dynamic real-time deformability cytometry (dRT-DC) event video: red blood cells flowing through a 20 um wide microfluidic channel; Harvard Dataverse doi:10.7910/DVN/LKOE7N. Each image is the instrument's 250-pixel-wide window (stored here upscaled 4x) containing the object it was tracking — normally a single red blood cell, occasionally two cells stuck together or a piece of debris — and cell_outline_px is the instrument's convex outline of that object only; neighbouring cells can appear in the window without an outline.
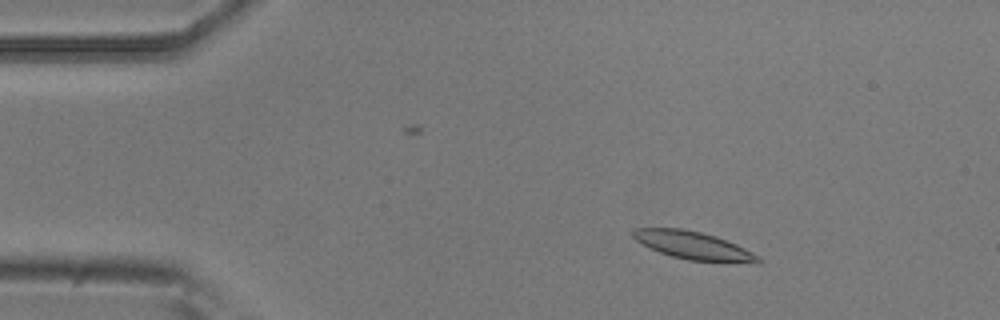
{"species": "common noctule bat (a hibernating species)", "species_latin": "Nyctalus noctula", "temperature_condition": "room temperature", "stored_images_in_passage": 54, "camera_frame_rate_fps": 3000, "um_per_image_px": 0.085, "animal": {"sex": "male", "body_mass_g": 20.5, "forearm_length_mm": 52.5}, "frame": {"image": 1, "passage_image": 8, "time_ms": 2.333, "image_size_px": [1000, 320], "cell_outline_px": [[760, 264], [688, 260], [672, 256], [660, 252], [636, 240], [632, 236], [632, 228], [680, 228], [700, 232], [716, 236], [736, 244], [744, 248], [756, 256], [760, 260]], "centroid_in_image_um": [58.94, 20.87], "position_along_channel_um": 26.1, "area_um2": 20.11}}
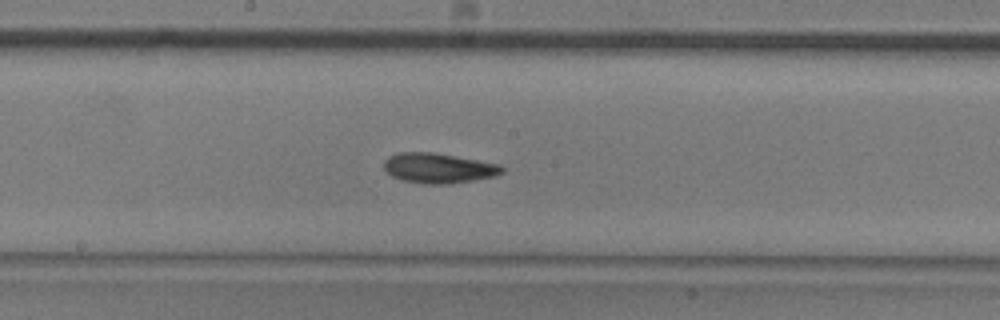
{"frame": {"image": 2, "passage_image": 28, "time_ms": 9.0, "image_size_px": [1000, 320], "cell_outline_px": [[504, 172], [496, 176], [448, 184], [428, 184], [404, 180], [392, 176], [384, 168], [384, 160], [388, 156], [396, 152], [432, 152], [500, 164], [504, 168]], "centroid_in_image_um": [37.27, 14.28], "position_along_channel_um": 210.9, "area_um2": 20.58}}
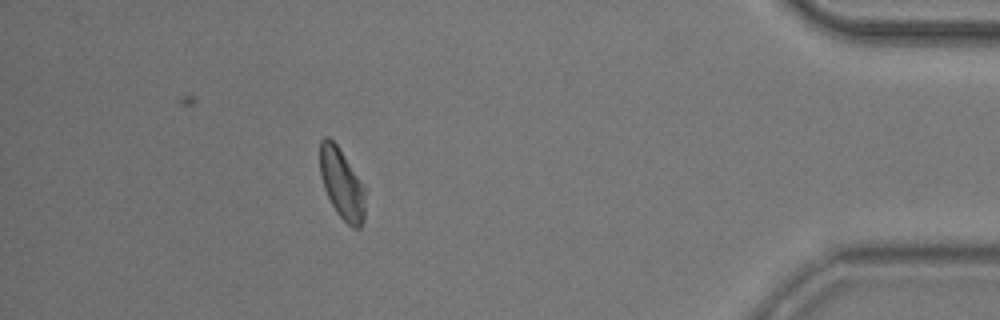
{"frame": {"image": 3, "passage_image": 48, "time_ms": 15.667, "image_size_px": [1000, 320], "cell_outline_px": [[364, 220], [360, 228], [352, 228], [336, 212], [324, 188], [320, 176], [320, 140], [324, 136], [328, 136], [336, 144], [364, 184]], "centroid_in_image_um": [29.05, 15.62], "position_along_channel_um": 406.2, "area_um2": 18.5}, "authors_computed_cell_mechanics": {"area_um2": 19.7965, "velocity_mm_per_s": 3.6759, "shape_relaxation_time_tau1_ms": 3.7113, "shape_relaxation_time_tau2_ms": 6.8955, "deformation_change_tau1": 0.133, "deformation_change_tau2": 0.1164}}